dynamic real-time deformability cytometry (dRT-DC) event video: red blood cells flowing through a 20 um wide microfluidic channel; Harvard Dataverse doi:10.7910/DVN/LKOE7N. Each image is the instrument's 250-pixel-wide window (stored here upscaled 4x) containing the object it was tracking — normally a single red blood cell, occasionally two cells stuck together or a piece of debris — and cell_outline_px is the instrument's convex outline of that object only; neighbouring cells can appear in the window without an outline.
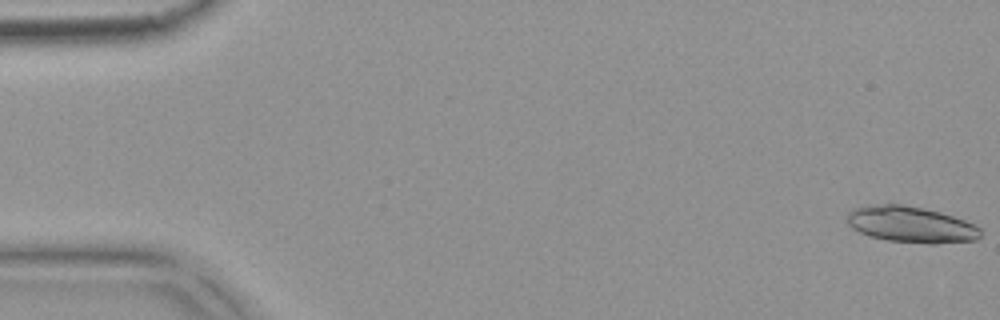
{"species": "common noctule bat (a hibernating species)", "species_latin": "Nyctalus noctula", "temperature_condition": "warm", "stored_images_in_passage": 54, "camera_frame_rate_fps": 3000, "um_per_image_px": 0.085, "animal": {"sex": "female", "body_mass_g": 18.4}, "frame": {"image": 1, "passage_image": 1, "time_ms": 0.0, "image_size_px": [1000, 320], "cell_outline_px": [[980, 236], [976, 240], [936, 244], [928, 244], [888, 240], [868, 236], [852, 228], [848, 224], [848, 212], [852, 208], [880, 204], [900, 204], [924, 208], [940, 212], [964, 220], [980, 228]], "centroid_in_image_um": [77.42, 19.09], "position_along_channel_um": 7.6, "area_um2": 28.03}}
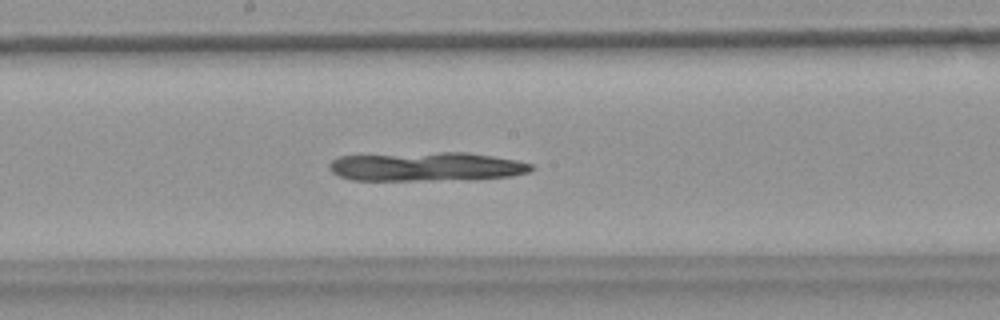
{"frame": {"image": 2, "passage_image": 29, "time_ms": 9.333, "image_size_px": [1000, 320], "cell_outline_px": [[532, 168], [528, 172], [512, 176], [476, 180], [352, 180], [340, 176], [332, 172], [328, 168], [328, 164], [332, 160], [340, 156], [440, 152], [468, 152], [516, 160], [532, 164]], "centroid_in_image_um": [36.27, 14.17], "position_along_channel_um": 211.9, "area_um2": 34.33}}
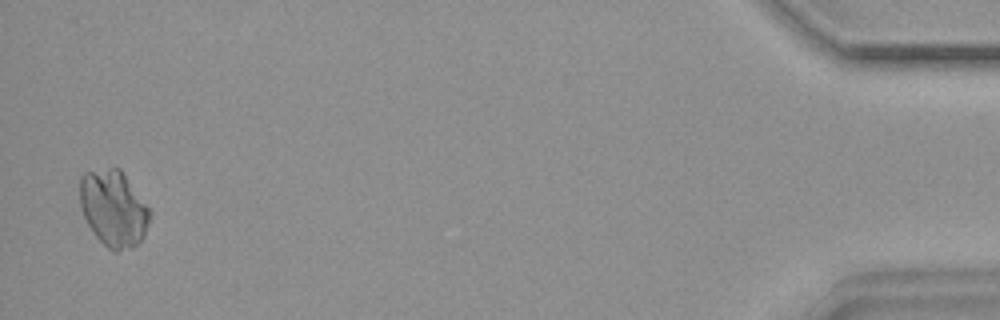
{"frame": {"image": 3, "passage_image": 53, "time_ms": 17.333, "image_size_px": [1000, 320], "cell_outline_px": [[152, 216], [144, 236], [132, 248], [116, 252], [112, 252], [92, 232], [80, 208], [80, 176], [84, 172], [108, 168], [120, 168], [152, 212]], "centroid_in_image_um": [9.65, 17.73], "position_along_channel_um": 425.5, "area_um2": 31.27}}